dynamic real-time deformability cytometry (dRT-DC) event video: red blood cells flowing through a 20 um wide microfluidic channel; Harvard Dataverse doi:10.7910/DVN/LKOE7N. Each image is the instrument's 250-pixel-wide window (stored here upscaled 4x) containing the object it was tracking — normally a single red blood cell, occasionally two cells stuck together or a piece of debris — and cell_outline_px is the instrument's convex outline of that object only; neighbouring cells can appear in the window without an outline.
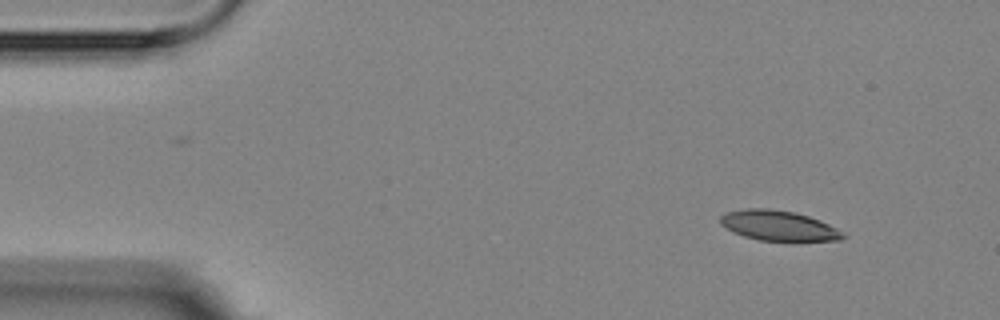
{"species": "Egyptian fruit bat (a non-hibernating species)", "species_latin": "Rousettus aegyptiacus", "temperature_condition": "room temperature", "stored_images_in_passage": 6, "camera_frame_rate_fps": 3000, "um_per_image_px": 0.085, "animal": {"sex": "female"}, "frame": {"image": 1, "passage_image": 1, "time_ms": 0.0, "image_size_px": [1000, 320], "cell_outline_px": [[848, 236], [840, 240], [760, 240], [744, 236], [720, 224], [720, 216], [728, 212], [748, 208], [768, 208], [796, 212], [820, 220], [844, 232]], "centroid_in_image_um": [66.21, 19.16], "position_along_channel_um": 18.8, "area_um2": 21.21}}
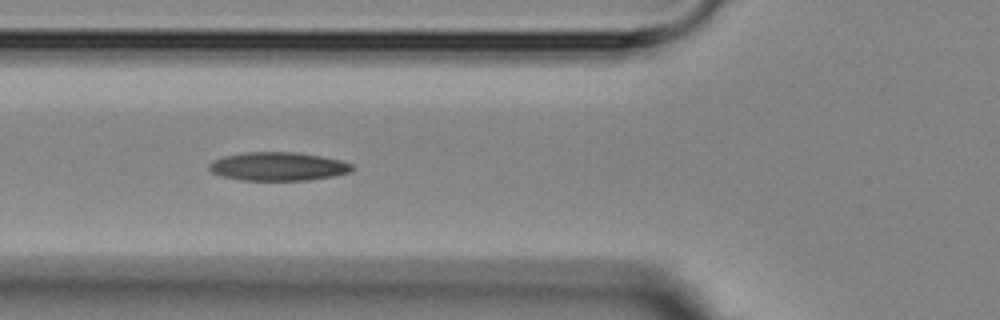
{"frame": {"image": 2, "passage_image": 5, "time_ms": 4.667, "image_size_px": [1000, 320], "cell_outline_px": [[356, 168], [348, 172], [332, 176], [308, 180], [240, 180], [220, 176], [212, 172], [208, 168], [208, 164], [212, 160], [224, 156], [244, 152], [296, 152], [320, 156], [340, 160], [352, 164]], "centroid_in_image_um": [23.6, 14.14], "position_along_channel_um": 102.2, "area_um2": 23.81}}
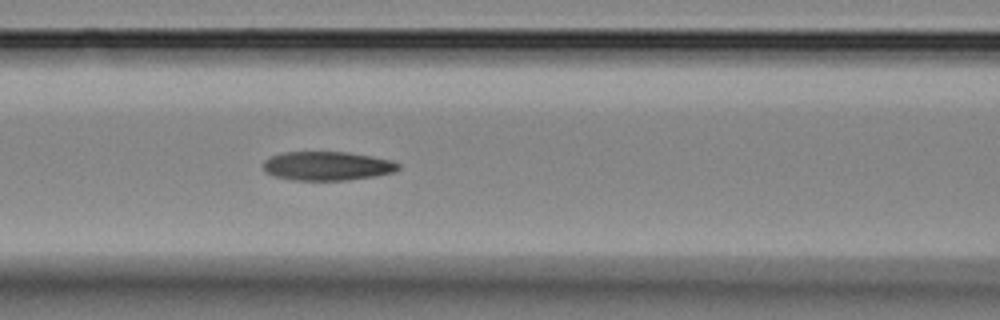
{"frame": {"image": 3, "passage_image": 6, "time_ms": 5.667, "image_size_px": [1000, 320], "cell_outline_px": [[400, 168], [392, 172], [372, 176], [344, 180], [292, 180], [276, 176], [268, 172], [264, 168], [264, 160], [272, 156], [284, 152], [348, 152], [372, 156], [392, 160], [400, 164]], "centroid_in_image_um": [27.83, 14.09], "position_along_channel_um": 138.8, "area_um2": 22.48}}